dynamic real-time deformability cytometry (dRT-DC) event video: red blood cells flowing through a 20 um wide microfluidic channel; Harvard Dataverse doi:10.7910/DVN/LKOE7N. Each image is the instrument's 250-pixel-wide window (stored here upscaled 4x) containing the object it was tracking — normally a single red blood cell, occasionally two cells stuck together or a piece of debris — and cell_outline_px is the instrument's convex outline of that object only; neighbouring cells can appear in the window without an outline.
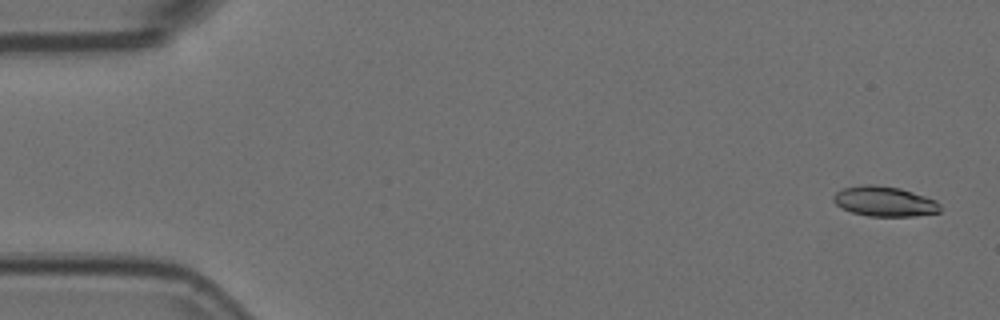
{"species": "Egyptian fruit bat (a non-hibernating species)", "species_latin": "Rousettus aegyptiacus", "temperature_condition": "room temperature", "stored_images_in_passage": 16, "camera_frame_rate_fps": 3000, "um_per_image_px": 0.085, "animal": {"sex": "female"}, "frame": {"image": 1, "passage_image": 1, "time_ms": 0.0, "image_size_px": [1000, 320], "cell_outline_px": [[940, 212], [916, 216], [868, 216], [852, 212], [840, 208], [832, 200], [832, 196], [836, 192], [844, 188], [864, 184], [872, 184], [900, 188], [936, 200], [940, 204]], "centroid_in_image_um": [75.16, 17.12], "position_along_channel_um": 9.8, "area_um2": 18.73}}
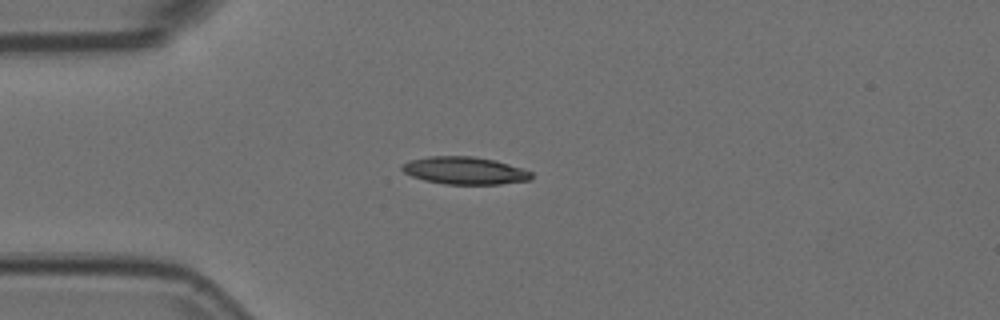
{"frame": {"image": 2, "passage_image": 13, "time_ms": 4.0, "image_size_px": [1000, 320], "cell_outline_px": [[532, 180], [500, 184], [444, 184], [424, 180], [412, 176], [404, 172], [400, 168], [408, 160], [428, 156], [472, 156], [496, 160], [532, 172]], "centroid_in_image_um": [39.49, 14.5], "position_along_channel_um": 45.5, "area_um2": 20.75}}